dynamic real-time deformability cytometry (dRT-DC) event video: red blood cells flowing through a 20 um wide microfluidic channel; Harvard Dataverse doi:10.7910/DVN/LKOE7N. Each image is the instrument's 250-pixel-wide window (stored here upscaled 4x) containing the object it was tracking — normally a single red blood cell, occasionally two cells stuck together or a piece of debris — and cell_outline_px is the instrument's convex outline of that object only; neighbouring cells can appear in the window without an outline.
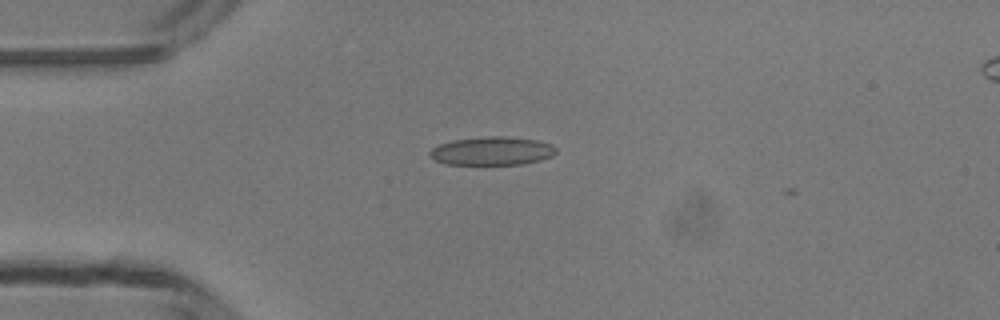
{"species": "common noctule bat (a hibernating species)", "species_latin": "Nyctalus noctula", "temperature_condition": "room temperature", "stored_images_in_passage": 2, "camera_frame_rate_fps": 3000, "um_per_image_px": 0.085, "animal": {"sex": "male", "body_mass_g": 13.3}, "frame": {"image": 1, "passage_image": 1, "time_ms": 0.0, "image_size_px": [1000, 320], "cell_outline_px": [[556, 152], [552, 156], [540, 160], [520, 164], [444, 164], [428, 156], [428, 152], [432, 148], [440, 144], [452, 140], [488, 136], [504, 136], [536, 140], [552, 144], [556, 148]], "centroid_in_image_um": [41.8, 12.83], "position_along_channel_um": 43.2, "area_um2": 20.87}}